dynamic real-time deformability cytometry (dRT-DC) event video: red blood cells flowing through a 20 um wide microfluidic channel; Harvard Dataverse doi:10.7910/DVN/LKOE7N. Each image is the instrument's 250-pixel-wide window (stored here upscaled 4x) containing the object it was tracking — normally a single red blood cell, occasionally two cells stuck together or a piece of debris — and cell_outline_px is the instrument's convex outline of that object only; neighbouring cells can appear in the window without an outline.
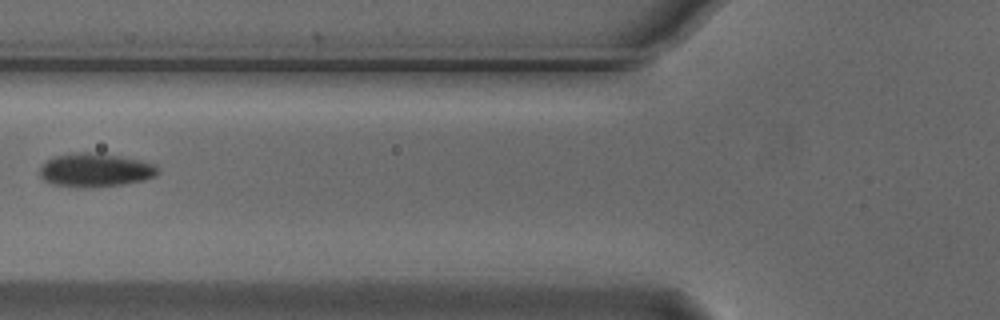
{"species": "Egyptian fruit bat (a non-hibernating species)", "species_latin": "Rousettus aegyptiacus", "temperature_condition": "cold", "stored_images_in_passage": 6, "camera_frame_rate_fps": 3000, "um_per_image_px": 0.085, "animal": {"sex": "male"}, "frame": {"image": 1, "passage_image": 6, "time_ms": 1.667, "image_size_px": [1000, 320], "cell_outline_px": [[160, 172], [156, 176], [144, 180], [124, 184], [92, 188], [80, 188], [52, 184], [44, 180], [40, 176], [40, 164], [52, 156], [76, 152], [88, 152], [116, 156], [156, 164], [160, 168]], "centroid_in_image_um": [8.07, 14.47], "position_along_channel_um": 117.7, "area_um2": 23.41}}